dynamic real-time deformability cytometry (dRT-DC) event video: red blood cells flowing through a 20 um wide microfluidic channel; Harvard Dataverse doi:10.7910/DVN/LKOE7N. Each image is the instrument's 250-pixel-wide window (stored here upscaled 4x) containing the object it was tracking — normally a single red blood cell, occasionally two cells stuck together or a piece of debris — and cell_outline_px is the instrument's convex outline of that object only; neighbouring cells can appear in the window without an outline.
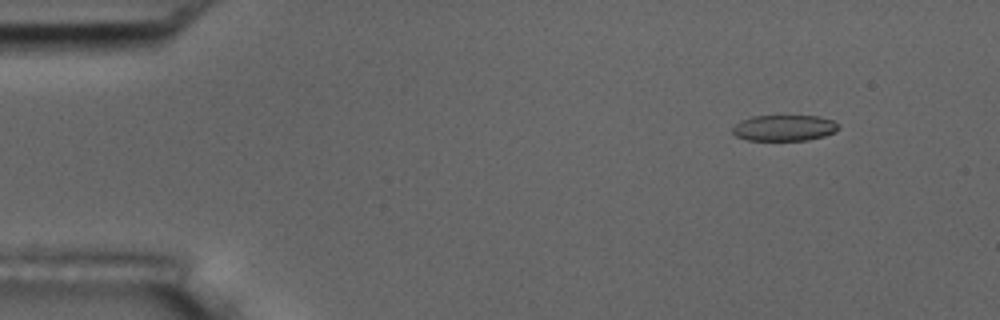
{"species": "common noctule bat (a hibernating species)", "species_latin": "Nyctalus noctula", "temperature_condition": "room temperature", "stored_images_in_passage": 4, "camera_frame_rate_fps": 3000, "um_per_image_px": 0.085, "animal": {"sex": "male", "body_mass_g": 17.5, "forearm_length_mm": 52.3}, "frame": {"image": 1, "passage_image": 1, "time_ms": 0.0, "image_size_px": [1000, 320], "cell_outline_px": [[840, 128], [836, 132], [824, 136], [808, 140], [748, 140], [736, 136], [732, 132], [732, 128], [740, 120], [752, 116], [820, 116], [832, 120], [840, 124]], "centroid_in_image_um": [66.69, 10.87], "position_along_channel_um": 18.3, "area_um2": 16.18}}
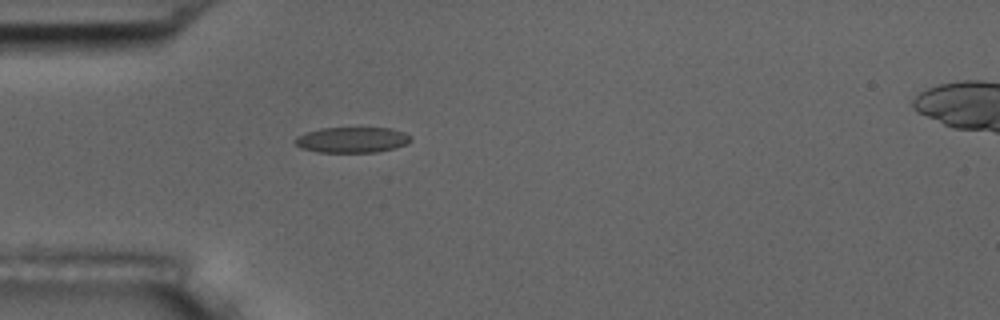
{"frame": {"image": 2, "passage_image": 4, "time_ms": 3.333, "image_size_px": [1000, 320], "cell_outline_px": [[412, 140], [408, 144], [396, 148], [376, 152], [316, 152], [300, 148], [292, 144], [292, 140], [296, 136], [320, 128], [388, 128], [404, 132], [412, 136]], "centroid_in_image_um": [29.9, 11.89], "position_along_channel_um": 55.1, "area_um2": 17.57}}